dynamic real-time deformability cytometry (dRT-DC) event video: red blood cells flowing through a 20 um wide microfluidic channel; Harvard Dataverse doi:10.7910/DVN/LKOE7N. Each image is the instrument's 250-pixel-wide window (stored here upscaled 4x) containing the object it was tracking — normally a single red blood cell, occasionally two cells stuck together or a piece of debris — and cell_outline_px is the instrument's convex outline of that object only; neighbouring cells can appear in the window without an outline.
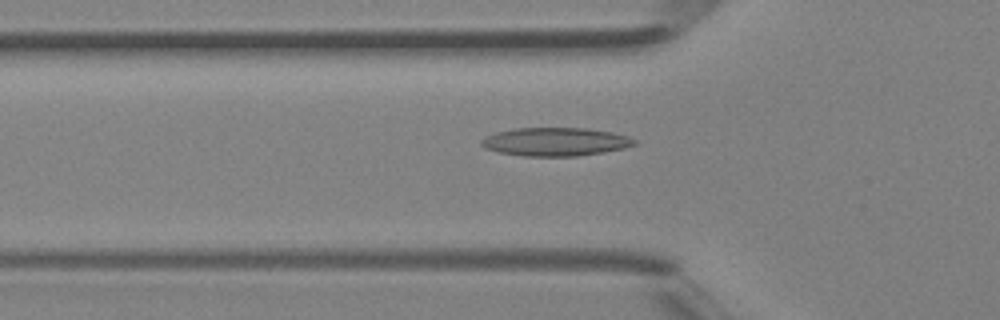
{"species": "Egyptian fruit bat (a non-hibernating species)", "species_latin": "Rousettus aegyptiacus", "temperature_condition": "room temperature", "stored_images_in_passage": 33, "camera_frame_rate_fps": 3000, "um_per_image_px": 0.085, "animal": {"sex": "female"}, "frame": {"image": 1, "passage_image": 2, "time_ms": 0.333, "image_size_px": [1000, 320], "cell_outline_px": [[640, 144], [624, 148], [604, 152], [580, 156], [520, 156], [500, 152], [484, 148], [480, 144], [480, 140], [484, 136], [496, 132], [516, 128], [588, 128], [612, 132], [628, 136], [636, 140]], "centroid_in_image_um": [47.22, 12.05], "position_along_channel_um": 78.6, "area_um2": 25.61}}
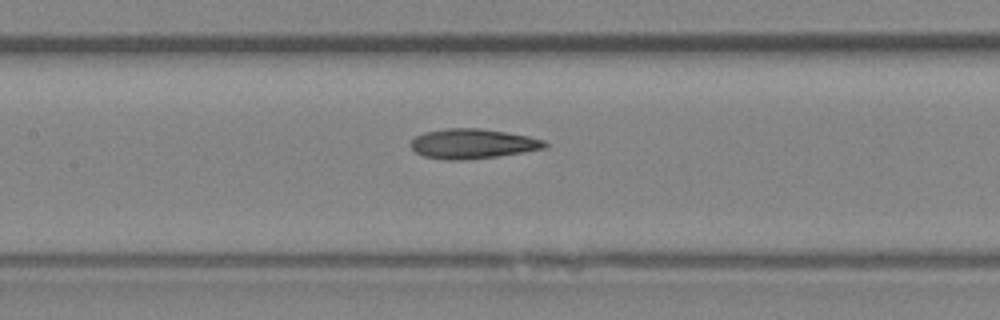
{"frame": {"image": 2, "passage_image": 8, "time_ms": 2.333, "image_size_px": [1000, 320], "cell_outline_px": [[548, 148], [496, 156], [464, 160], [444, 160], [424, 156], [416, 152], [408, 144], [416, 136], [424, 132], [448, 128], [480, 128], [528, 136], [544, 140], [548, 144]], "centroid_in_image_um": [40.16, 12.22], "position_along_channel_um": 167.2, "area_um2": 23.24}}
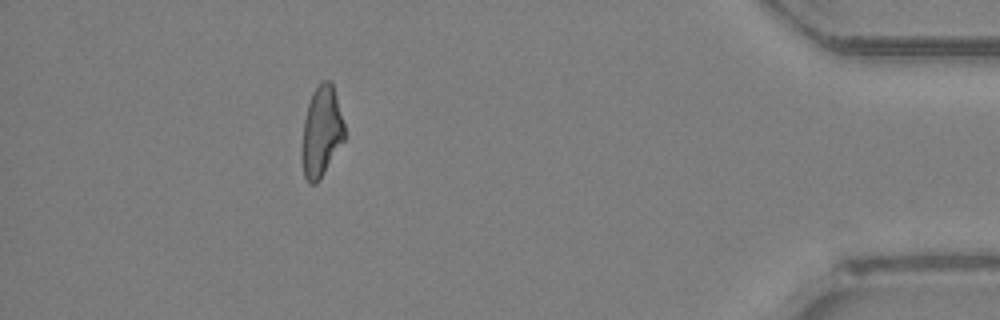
{"frame": {"image": 3, "passage_image": 28, "time_ms": 9.0, "image_size_px": [1000, 320], "cell_outline_px": [[344, 140], [320, 180], [316, 184], [308, 184], [304, 176], [300, 156], [300, 152], [304, 120], [308, 104], [312, 92], [324, 80], [328, 80], [332, 84], [344, 124]], "centroid_in_image_um": [27.28, 11.27], "position_along_channel_um": 407.9, "area_um2": 22.48}, "authors_computed_cell_mechanics": {"area_um2": 23.0622, "velocity_mm_per_s": 4.4286, "shape_relaxation_time_tau1_ms": null, "shape_relaxation_time_tau2_ms": 3.0607, "deformation_change_tau1": null, "deformation_change_tau2": 0.1262}}